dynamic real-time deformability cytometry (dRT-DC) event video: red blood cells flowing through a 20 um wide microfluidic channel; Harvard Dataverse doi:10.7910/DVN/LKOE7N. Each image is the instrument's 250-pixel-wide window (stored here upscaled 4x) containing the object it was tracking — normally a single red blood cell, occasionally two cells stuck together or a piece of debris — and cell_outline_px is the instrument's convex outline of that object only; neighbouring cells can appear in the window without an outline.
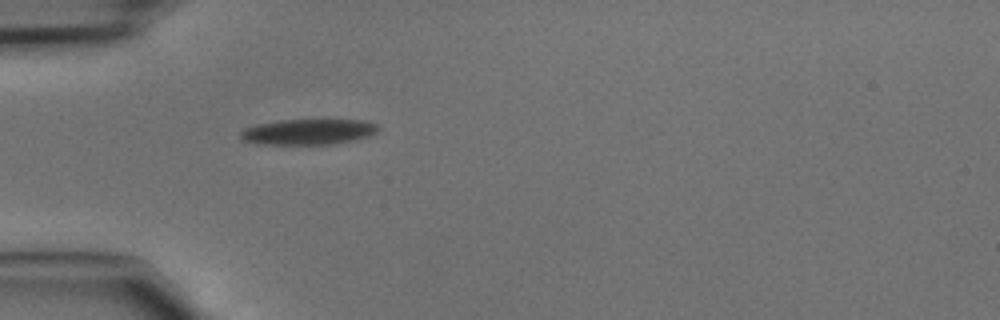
{"species": "common noctule bat (a hibernating species)", "species_latin": "Nyctalus noctula", "temperature_condition": "cold", "stored_images_in_passage": 30, "camera_frame_rate_fps": 3000, "um_per_image_px": 0.085, "animal": {"sex": "male", "body_mass_g": 15.6}, "frame": {"image": 1, "passage_image": 1, "time_ms": 0.0, "image_size_px": [1000, 320], "cell_outline_px": [[380, 128], [372, 136], [356, 140], [336, 144], [260, 144], [244, 140], [240, 136], [240, 132], [244, 128], [256, 124], [280, 120], [364, 120], [376, 124]], "centroid_in_image_um": [26.25, 11.21], "position_along_channel_um": 58.8, "area_um2": 20.69}}
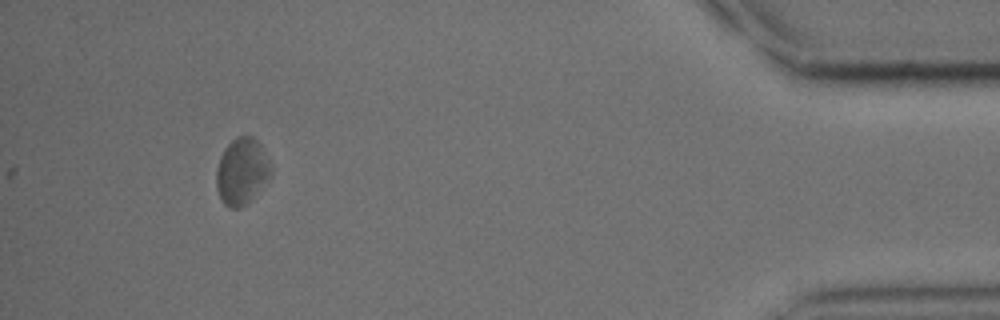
{"frame": {"image": 2, "passage_image": 30, "time_ms": 9.667, "image_size_px": [1000, 320], "cell_outline_px": [[272, 176], [240, 208], [228, 208], [224, 204], [216, 188], [216, 168], [220, 156], [224, 148], [236, 136], [252, 136], [260, 144], [272, 164]], "centroid_in_image_um": [20.55, 14.54], "position_along_channel_um": 414.6, "area_um2": 21.15}}